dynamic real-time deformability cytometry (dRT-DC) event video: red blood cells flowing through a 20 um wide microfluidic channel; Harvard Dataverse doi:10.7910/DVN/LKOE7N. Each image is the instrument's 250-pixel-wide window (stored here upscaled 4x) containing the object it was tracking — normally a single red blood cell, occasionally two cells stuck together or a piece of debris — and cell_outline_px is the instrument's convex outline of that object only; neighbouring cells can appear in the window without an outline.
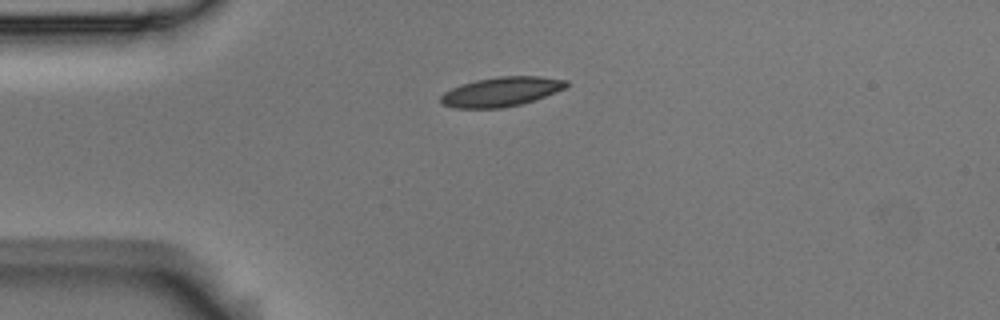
{"species": "Egyptian fruit bat (a non-hibernating species)", "species_latin": "Rousettus aegyptiacus", "temperature_condition": "room temperature", "stored_images_in_passage": 1, "camera_frame_rate_fps": 3000, "um_per_image_px": 0.085, "animal": {"sex": "male"}, "frame": {"image": 1, "passage_image": 1, "time_ms": 0.0, "image_size_px": [1000, 320], "cell_outline_px": [[568, 84], [564, 88], [544, 96], [520, 104], [500, 108], [456, 108], [444, 104], [440, 100], [440, 96], [444, 92], [452, 88], [476, 80], [500, 76], [540, 76], [568, 80]], "centroid_in_image_um": [42.6, 7.79], "position_along_channel_um": 42.4, "area_um2": 21.15}}